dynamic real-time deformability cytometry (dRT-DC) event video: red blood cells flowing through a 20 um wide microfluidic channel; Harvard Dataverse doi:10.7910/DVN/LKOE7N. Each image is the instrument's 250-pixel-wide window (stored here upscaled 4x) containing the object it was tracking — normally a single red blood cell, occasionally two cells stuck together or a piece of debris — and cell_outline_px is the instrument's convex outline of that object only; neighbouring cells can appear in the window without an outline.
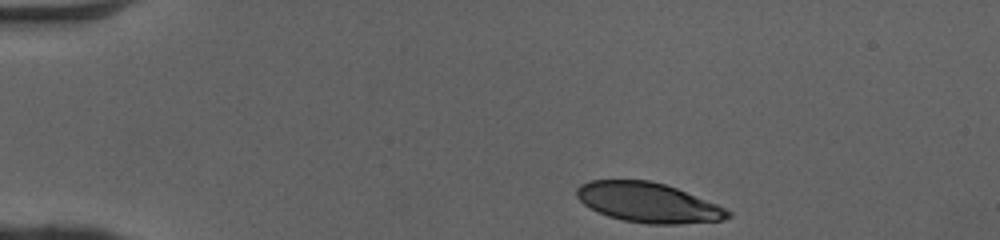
{"species": "human", "species_latin": "Homo sapiens", "temperature_condition": "cold", "stored_images_in_passage": 37, "camera_frame_rate_fps": 3000, "um_per_image_px": 0.085, "donor": {"sex": "female"}, "frame": {"image": 1, "passage_image": 1, "time_ms": 0.0, "image_size_px": [1000, 240], "cell_outline_px": [[732, 216], [724, 220], [680, 224], [648, 224], [624, 220], [608, 216], [584, 204], [576, 196], [576, 188], [580, 184], [592, 180], [648, 180], [664, 184], [676, 188], [716, 204], [732, 212]], "centroid_in_image_um": [55.1, 17.22], "position_along_channel_um": 29.9, "area_um2": 34.8}}
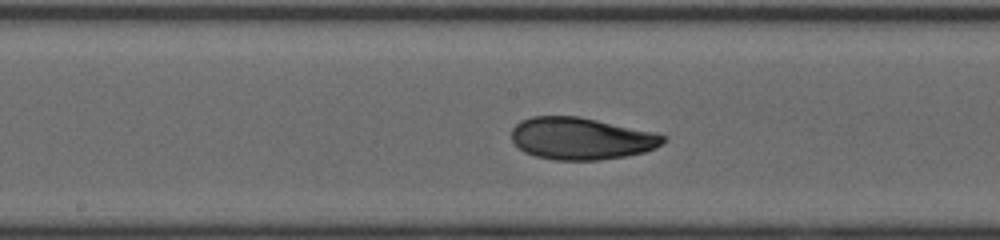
{"frame": {"image": 2, "passage_image": 19, "time_ms": 6.0, "image_size_px": [1000, 240], "cell_outline_px": [[668, 136], [660, 144], [644, 152], [624, 156], [600, 160], [552, 160], [536, 156], [524, 152], [512, 140], [512, 128], [520, 120], [532, 116], [580, 116], [652, 132]], "centroid_in_image_um": [49.35, 11.77], "position_along_channel_um": 198.9, "area_um2": 36.99}}
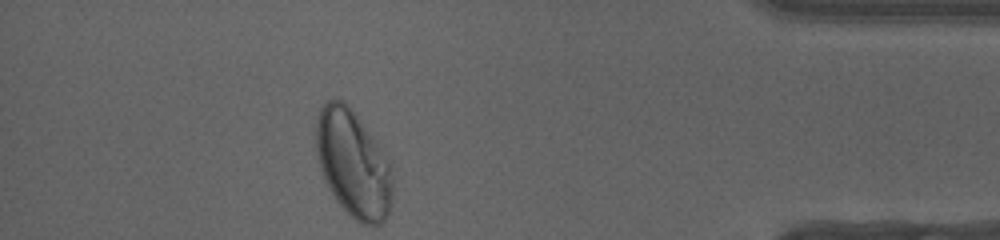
{"frame": {"image": 3, "passage_image": 37, "time_ms": 12.0, "image_size_px": [1000, 240], "cell_outline_px": [[392, 204], [384, 220], [380, 224], [360, 224], [336, 200], [328, 188], [320, 168], [316, 152], [316, 120], [320, 108], [328, 100], [344, 100], [348, 104], [380, 144], [392, 168]], "centroid_in_image_um": [30.03, 13.9], "position_along_channel_um": 405.2, "area_um2": 47.92}, "authors_computed_cell_mechanics": {"area_um2": 37.281, "velocity_mm_per_s": 4.064, "shape_relaxation_time_tau1_ms": 4.9778, "shape_relaxation_time_tau2_ms": 1.1189, "deformation_change_tau1": 0.183, "deformation_change_tau2": 0.0574}}